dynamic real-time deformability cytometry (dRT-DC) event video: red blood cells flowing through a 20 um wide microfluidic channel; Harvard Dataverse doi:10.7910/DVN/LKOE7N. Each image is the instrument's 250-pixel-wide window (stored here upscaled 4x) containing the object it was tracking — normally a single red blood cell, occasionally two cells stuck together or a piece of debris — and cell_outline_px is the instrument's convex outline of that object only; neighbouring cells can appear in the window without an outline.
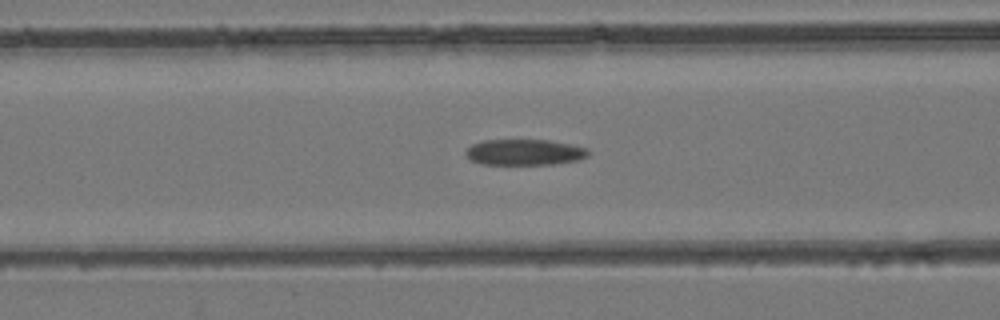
{"species": "common noctule bat (a hibernating species)", "species_latin": "Nyctalus noctula", "temperature_condition": "room temperature", "stored_images_in_passage": 48, "camera_frame_rate_fps": 3000, "um_per_image_px": 0.085, "animal": {"sex": "female", "body_mass_g": 24.6, "forearm_length_mm": 56.2}, "frame": {"image": 1, "passage_image": 20, "time_ms": 6.333, "image_size_px": [1000, 320], "cell_outline_px": [[588, 156], [576, 160], [552, 164], [484, 164], [472, 160], [464, 152], [472, 144], [484, 140], [548, 140], [588, 148]], "centroid_in_image_um": [44.58, 12.93], "position_along_channel_um": 122.0, "area_um2": 18.21}}
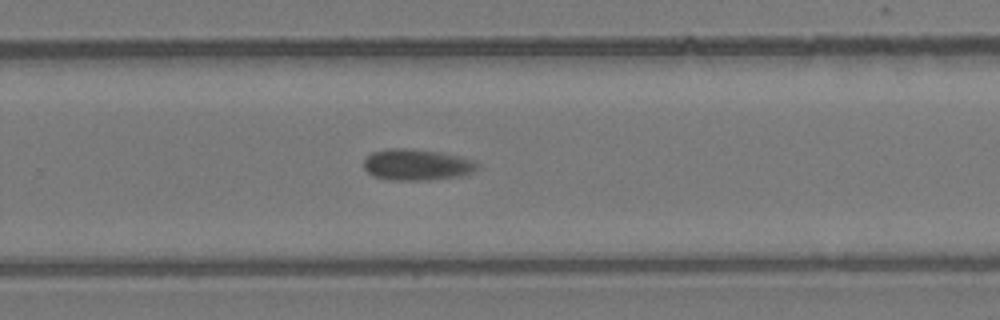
{"frame": {"image": 2, "passage_image": 32, "time_ms": 10.333, "image_size_px": [1000, 320], "cell_outline_px": [[480, 164], [472, 172], [460, 176], [428, 180], [388, 180], [372, 176], [364, 168], [364, 160], [372, 152], [388, 148], [408, 148], [436, 152], [460, 156], [476, 160]], "centroid_in_image_um": [35.42, 14.0], "position_along_channel_um": 294.4, "area_um2": 20.75}}
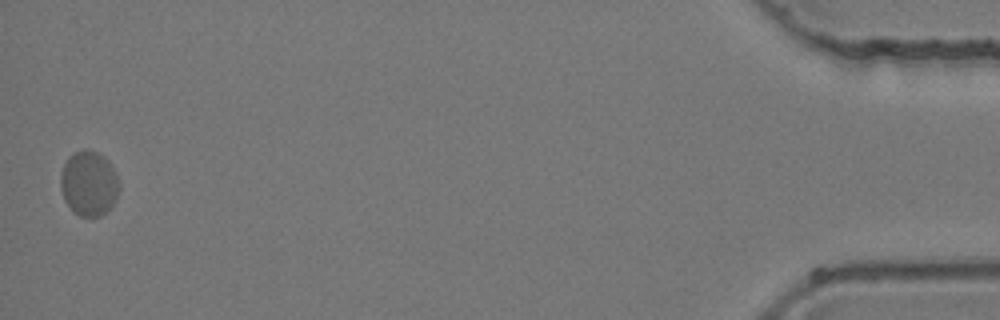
{"frame": {"image": 3, "passage_image": 48, "time_ms": 15.667, "image_size_px": [1000, 320], "cell_outline_px": [[120, 188], [112, 204], [100, 216], [80, 216], [72, 212], [64, 200], [60, 188], [60, 176], [64, 164], [68, 156], [76, 152], [96, 152], [104, 156], [112, 164], [116, 172], [120, 184]], "centroid_in_image_um": [7.55, 15.61], "position_along_channel_um": 427.7, "area_um2": 22.08}}